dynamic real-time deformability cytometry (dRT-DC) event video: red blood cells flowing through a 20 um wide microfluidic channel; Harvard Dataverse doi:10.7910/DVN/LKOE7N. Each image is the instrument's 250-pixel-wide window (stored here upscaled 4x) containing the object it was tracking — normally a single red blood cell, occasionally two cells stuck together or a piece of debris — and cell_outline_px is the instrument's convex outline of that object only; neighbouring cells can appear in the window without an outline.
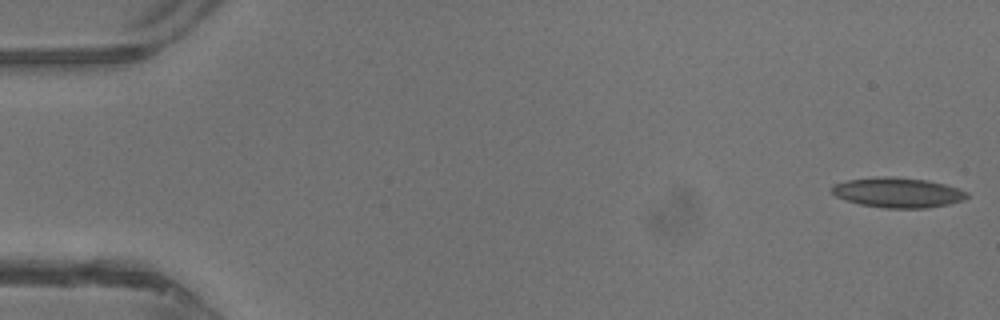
{"species": "common noctule bat (a hibernating species)", "species_latin": "Nyctalus noctula", "temperature_condition": "warm", "stored_images_in_passage": 44, "camera_frame_rate_fps": 3000, "um_per_image_px": 0.085, "animal": {"sex": "male", "body_mass_g": 13.3}, "frame": {"image": 1, "passage_image": 1, "time_ms": 0.0, "image_size_px": [1000, 320], "cell_outline_px": [[968, 196], [964, 200], [948, 204], [924, 208], [884, 208], [860, 204], [836, 196], [832, 192], [832, 188], [836, 184], [848, 180], [884, 176], [892, 176], [928, 180], [944, 184], [968, 192]], "centroid_in_image_um": [76.35, 16.36], "position_along_channel_um": 8.7, "area_um2": 23.35}}
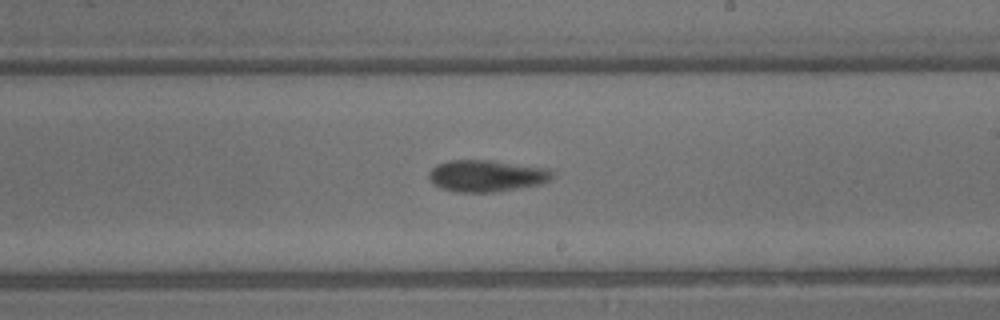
{"frame": {"image": 2, "passage_image": 26, "time_ms": 8.333, "image_size_px": [1000, 320], "cell_outline_px": [[556, 172], [548, 180], [540, 184], [492, 192], [456, 192], [440, 188], [432, 184], [428, 180], [428, 172], [436, 164], [448, 160], [492, 160], [552, 168]], "centroid_in_image_um": [41.33, 14.93], "position_along_channel_um": 247.7, "area_um2": 23.18}}
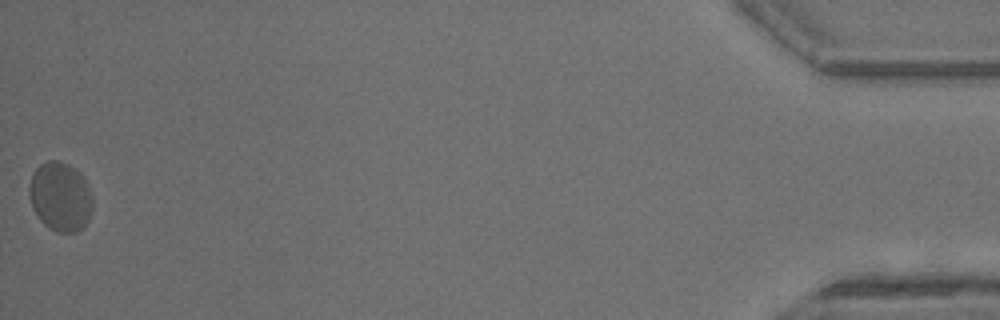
{"frame": {"image": 3, "passage_image": 44, "time_ms": 14.333, "image_size_px": [1000, 320], "cell_outline_px": [[92, 212], [84, 228], [76, 232], [56, 232], [48, 228], [40, 220], [32, 208], [28, 188], [32, 172], [40, 164], [48, 160], [56, 160], [68, 164], [80, 172], [84, 176], [92, 196]], "centroid_in_image_um": [5.13, 16.72], "position_along_channel_um": 430.1, "area_um2": 25.95}, "authors_computed_cell_mechanics": {"area_um2": 22.5131, "velocity_mm_per_s": 4.7228, "shape_relaxation_time_tau1_ms": 7.2483, "shape_relaxation_time_tau2_ms": 3.125, "deformation_change_tau1": 0.1364, "deformation_change_tau2": 0.0896}}